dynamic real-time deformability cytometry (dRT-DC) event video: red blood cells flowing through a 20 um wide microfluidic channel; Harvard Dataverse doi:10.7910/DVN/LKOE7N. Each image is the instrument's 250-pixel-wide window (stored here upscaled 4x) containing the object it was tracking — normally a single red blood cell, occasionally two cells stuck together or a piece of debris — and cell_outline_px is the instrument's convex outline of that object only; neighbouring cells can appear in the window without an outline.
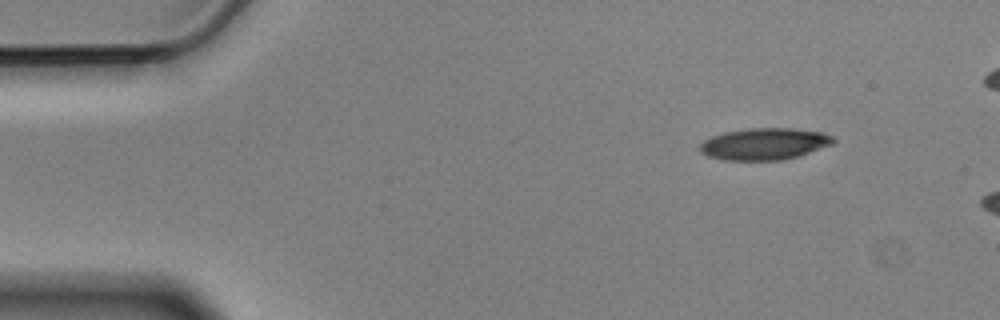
{"species": "Egyptian fruit bat (a non-hibernating species)", "species_latin": "Rousettus aegyptiacus", "temperature_condition": "cold", "stored_images_in_passage": 5, "camera_frame_rate_fps": 3000, "um_per_image_px": 0.085, "animal": {"sex": "male"}, "frame": {"image": 1, "passage_image": 1, "time_ms": 0.0, "image_size_px": [1000, 320], "cell_outline_px": [[836, 140], [832, 144], [796, 156], [780, 160], [724, 160], [708, 156], [700, 152], [700, 144], [704, 140], [712, 136], [724, 132], [748, 128], [792, 128], [824, 132], [832, 136]], "centroid_in_image_um": [64.95, 12.22], "position_along_channel_um": 20.0, "area_um2": 24.57}}
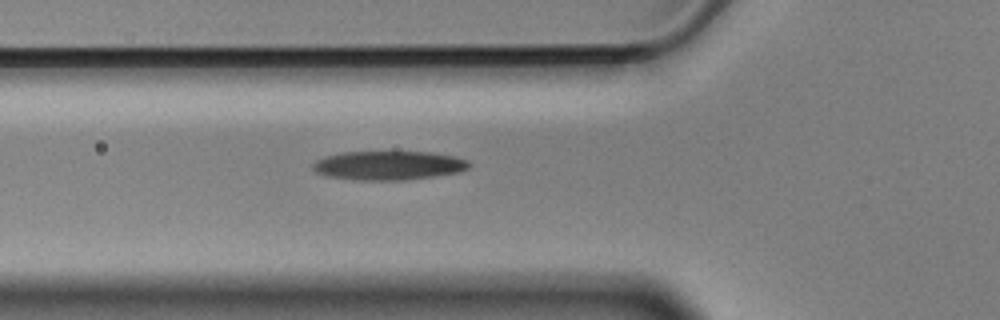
{"frame": {"image": 2, "passage_image": 5, "time_ms": 1.333, "image_size_px": [1000, 320], "cell_outline_px": [[472, 164], [468, 168], [460, 172], [404, 180], [360, 180], [328, 176], [316, 172], [312, 168], [312, 164], [316, 160], [324, 156], [344, 152], [428, 152], [456, 156], [468, 160]], "centroid_in_image_um": [33.05, 14.06], "position_along_channel_um": 92.8, "area_um2": 26.36}}